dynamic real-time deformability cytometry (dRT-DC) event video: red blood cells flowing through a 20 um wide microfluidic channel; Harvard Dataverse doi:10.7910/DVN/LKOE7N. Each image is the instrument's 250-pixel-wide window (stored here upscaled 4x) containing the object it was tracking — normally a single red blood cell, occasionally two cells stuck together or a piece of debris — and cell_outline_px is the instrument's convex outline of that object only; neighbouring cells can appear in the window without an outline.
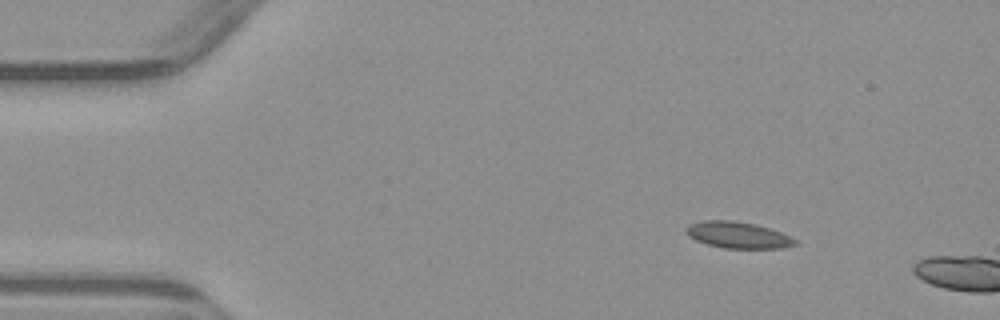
{"species": "common noctule bat (a hibernating species)", "species_latin": "Nyctalus noctula", "temperature_condition": "warm", "stored_images_in_passage": 2, "camera_frame_rate_fps": 3000, "um_per_image_px": 0.085, "animal": {"sex": "male", "body_mass_g": 23.1, "forearm_length_mm": 52.7}, "frame": {"image": 1, "passage_image": 1, "time_ms": 0.0, "image_size_px": [1000, 320], "cell_outline_px": [[800, 244], [780, 248], [724, 248], [708, 244], [696, 240], [688, 236], [684, 228], [688, 224], [700, 220], [732, 220], [756, 224], [780, 232], [796, 240]], "centroid_in_image_um": [62.68, 19.96], "position_along_channel_um": 22.3, "area_um2": 16.82}}